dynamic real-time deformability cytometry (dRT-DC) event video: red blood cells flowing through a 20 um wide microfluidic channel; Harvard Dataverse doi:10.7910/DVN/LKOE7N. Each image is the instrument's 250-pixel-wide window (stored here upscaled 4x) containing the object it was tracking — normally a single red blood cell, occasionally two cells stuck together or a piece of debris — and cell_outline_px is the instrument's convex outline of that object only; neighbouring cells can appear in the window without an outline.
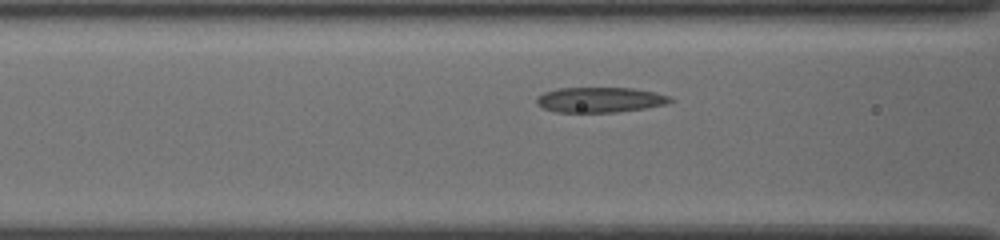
{"species": "common noctule bat (a hibernating species)", "species_latin": "Nyctalus noctula", "temperature_condition": "cold", "stored_images_in_passage": 14, "camera_frame_rate_fps": 3000, "um_per_image_px": 0.085, "animal": {"sex": "female", "body_mass_g": 19.5, "forearm_length_mm": 54.1}, "frame": {"image": 1, "passage_image": 8, "time_ms": 2.333, "image_size_px": [1000, 240], "cell_outline_px": [[676, 100], [668, 104], [644, 108], [616, 112], [556, 112], [544, 108], [536, 104], [536, 96], [544, 92], [556, 88], [632, 88], [656, 92], [672, 96]], "centroid_in_image_um": [51.03, 8.48], "position_along_channel_um": 115.6, "area_um2": 19.88}}
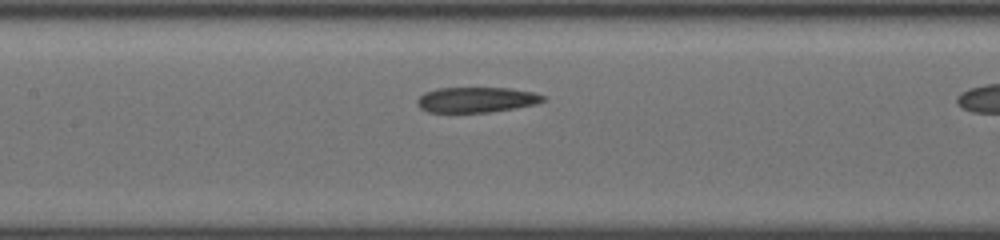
{"frame": {"image": 2, "passage_image": 12, "time_ms": 3.667, "image_size_px": [1000, 240], "cell_outline_px": [[548, 100], [536, 104], [516, 108], [488, 112], [428, 112], [420, 108], [416, 104], [416, 100], [424, 92], [436, 88], [512, 88], [536, 92], [548, 96]], "centroid_in_image_um": [40.55, 8.47], "position_along_channel_um": 166.8, "area_um2": 18.96}}